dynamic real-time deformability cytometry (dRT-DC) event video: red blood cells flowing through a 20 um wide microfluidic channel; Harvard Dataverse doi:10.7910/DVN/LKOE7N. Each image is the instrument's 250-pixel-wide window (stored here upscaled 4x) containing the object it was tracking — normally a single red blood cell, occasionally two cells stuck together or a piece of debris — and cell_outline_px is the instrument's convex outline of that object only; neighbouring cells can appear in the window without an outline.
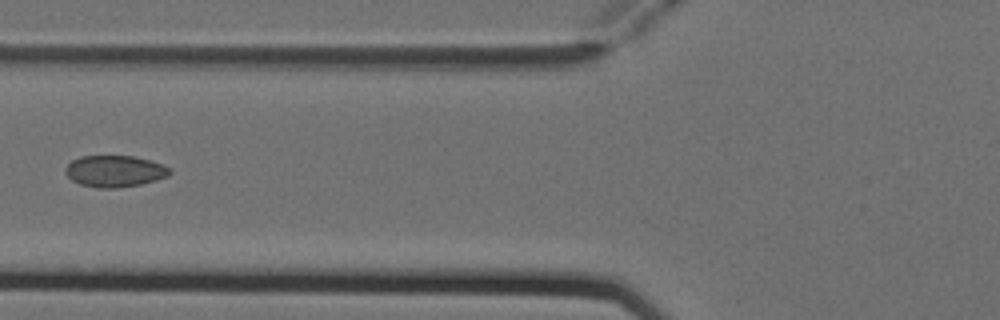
{"species": "Egyptian fruit bat (a non-hibernating species)", "species_latin": "Rousettus aegyptiacus", "temperature_condition": "cold", "stored_images_in_passage": 7, "camera_frame_rate_fps": 3000, "um_per_image_px": 0.085, "animal": {"sex": "female"}, "frame": {"image": 1, "passage_image": 6, "time_ms": 1.667, "image_size_px": [1000, 320], "cell_outline_px": [[172, 172], [168, 176], [156, 180], [140, 184], [116, 188], [100, 188], [80, 184], [72, 180], [64, 172], [64, 168], [72, 160], [80, 156], [132, 156], [148, 160], [160, 164], [168, 168]], "centroid_in_image_um": [9.71, 14.55], "position_along_channel_um": 116.1, "area_um2": 19.02}}
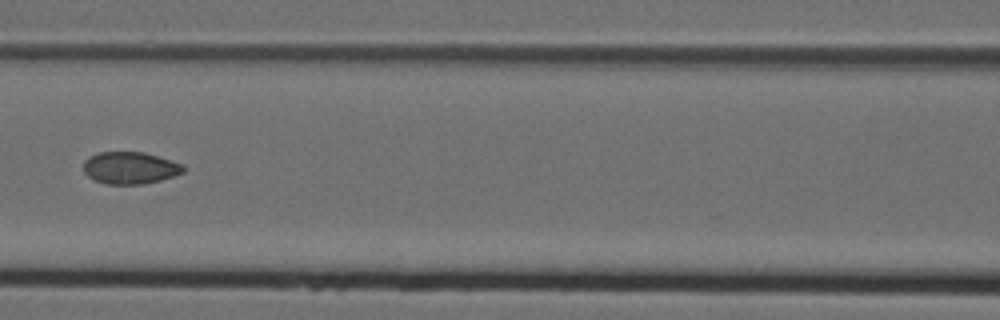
{"frame": {"image": 2, "passage_image": 7, "time_ms": 2.0, "image_size_px": [1000, 320], "cell_outline_px": [[184, 172], [160, 180], [144, 184], [108, 184], [92, 180], [84, 172], [84, 160], [88, 156], [100, 152], [144, 152], [184, 164]], "centroid_in_image_um": [11.04, 14.27], "position_along_channel_um": 155.6, "area_um2": 18.73}}